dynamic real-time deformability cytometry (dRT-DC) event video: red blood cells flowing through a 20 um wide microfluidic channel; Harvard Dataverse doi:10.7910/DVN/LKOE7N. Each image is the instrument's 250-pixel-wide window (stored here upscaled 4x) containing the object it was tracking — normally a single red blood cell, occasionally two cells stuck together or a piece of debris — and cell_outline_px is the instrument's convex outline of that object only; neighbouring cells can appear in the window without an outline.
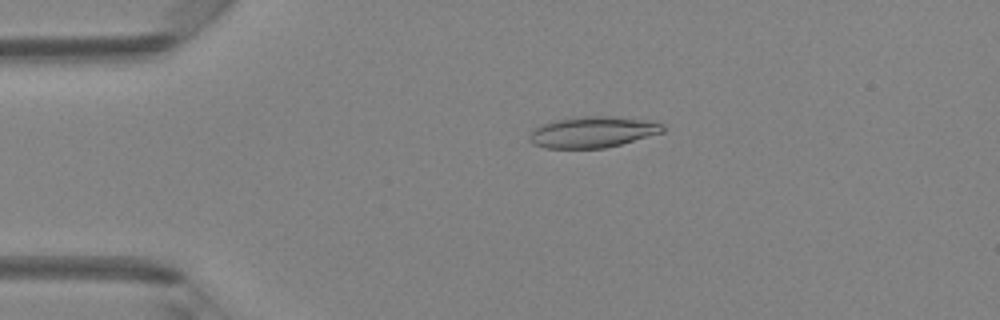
{"species": "Egyptian fruit bat (a non-hibernating species)", "species_latin": "Rousettus aegyptiacus", "temperature_condition": "room temperature", "stored_images_in_passage": 36, "camera_frame_rate_fps": 3000, "um_per_image_px": 0.085, "animal": {"sex": "female"}, "frame": {"image": 1, "passage_image": 10, "time_ms": 3.0, "image_size_px": [1000, 320], "cell_outline_px": [[664, 132], [620, 144], [604, 148], [544, 148], [532, 144], [528, 140], [528, 136], [536, 128], [544, 124], [556, 120], [584, 116], [612, 116], [664, 124]], "centroid_in_image_um": [50.34, 11.24], "position_along_channel_um": 34.7, "area_um2": 23.76}}
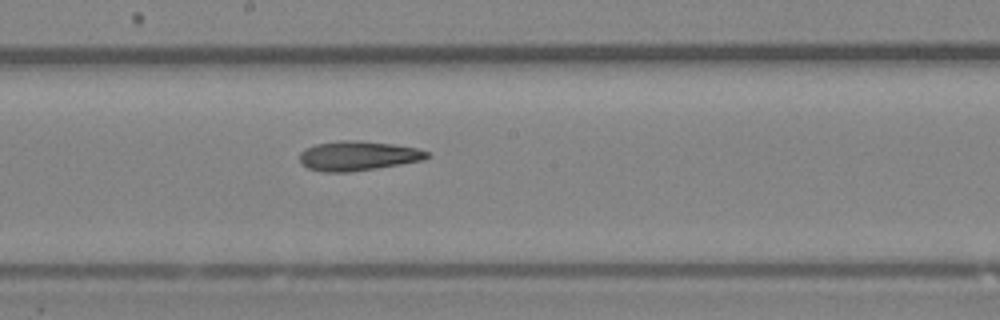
{"frame": {"image": 2, "passage_image": 26, "time_ms": 8.333, "image_size_px": [1000, 320], "cell_outline_px": [[432, 156], [424, 160], [376, 168], [348, 172], [324, 172], [308, 168], [300, 164], [300, 152], [304, 148], [316, 144], [340, 140], [360, 140], [392, 144], [416, 148], [428, 152]], "centroid_in_image_um": [30.41, 13.24], "position_along_channel_um": 217.8, "area_um2": 22.02}}
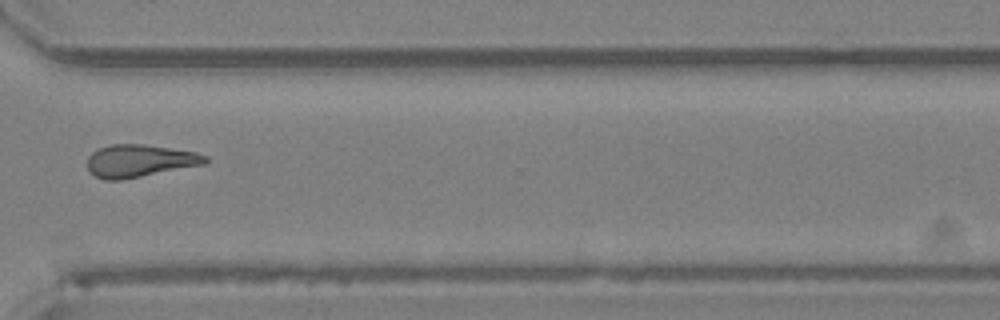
{"frame": {"image": 3, "passage_image": 36, "time_ms": 11.667, "image_size_px": [1000, 320], "cell_outline_px": [[208, 160], [204, 164], [120, 180], [104, 180], [88, 172], [88, 156], [92, 152], [100, 148], [112, 144], [144, 144], [196, 152], [208, 156]], "centroid_in_image_um": [11.85, 13.67], "position_along_channel_um": 358.8, "area_um2": 22.2}}